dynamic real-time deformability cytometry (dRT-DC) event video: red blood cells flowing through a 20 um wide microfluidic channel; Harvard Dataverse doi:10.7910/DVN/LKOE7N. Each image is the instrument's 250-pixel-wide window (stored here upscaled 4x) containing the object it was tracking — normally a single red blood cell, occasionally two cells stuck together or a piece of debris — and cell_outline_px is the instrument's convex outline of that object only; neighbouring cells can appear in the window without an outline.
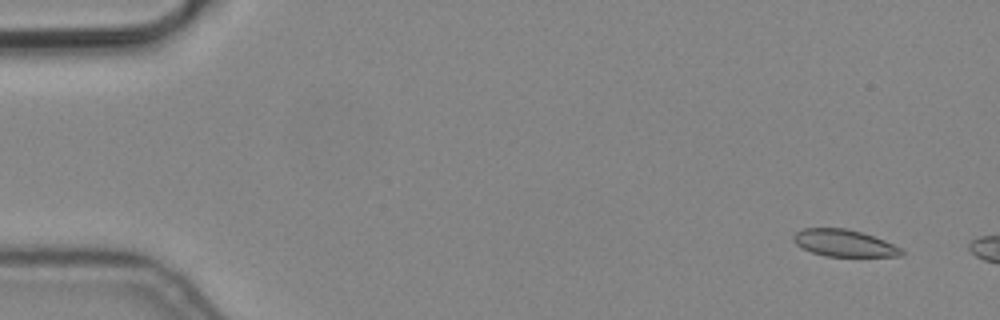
{"species": "common noctule bat (a hibernating species)", "species_latin": "Nyctalus noctula", "temperature_condition": "cold", "stored_images_in_passage": 5, "camera_frame_rate_fps": 3000, "um_per_image_px": 0.085, "animal": {"sex": "male", "body_mass_g": 19.2, "forearm_length_mm": 51.8}, "frame": {"image": 1, "passage_image": 2, "time_ms": 0.333, "image_size_px": [1000, 320], "cell_outline_px": [[904, 252], [900, 256], [824, 256], [812, 252], [796, 244], [792, 240], [792, 236], [796, 232], [804, 228], [844, 228], [860, 232], [884, 240], [900, 248]], "centroid_in_image_um": [71.71, 20.66], "position_along_channel_um": 13.3, "area_um2": 16.7}}
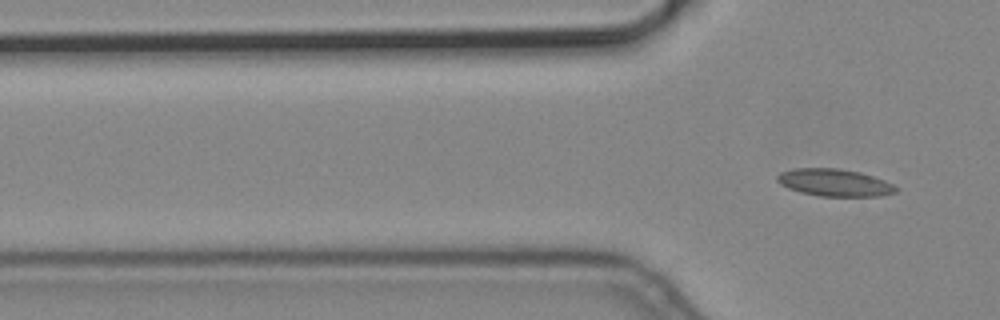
{"frame": {"image": 2, "passage_image": 5, "time_ms": 1.333, "image_size_px": [1000, 320], "cell_outline_px": [[900, 188], [896, 192], [880, 196], [820, 196], [800, 192], [788, 188], [780, 184], [776, 180], [776, 176], [780, 172], [796, 168], [840, 168], [860, 172], [884, 180]], "centroid_in_image_um": [70.93, 15.52], "position_along_channel_um": 54.9, "area_um2": 18.96}}